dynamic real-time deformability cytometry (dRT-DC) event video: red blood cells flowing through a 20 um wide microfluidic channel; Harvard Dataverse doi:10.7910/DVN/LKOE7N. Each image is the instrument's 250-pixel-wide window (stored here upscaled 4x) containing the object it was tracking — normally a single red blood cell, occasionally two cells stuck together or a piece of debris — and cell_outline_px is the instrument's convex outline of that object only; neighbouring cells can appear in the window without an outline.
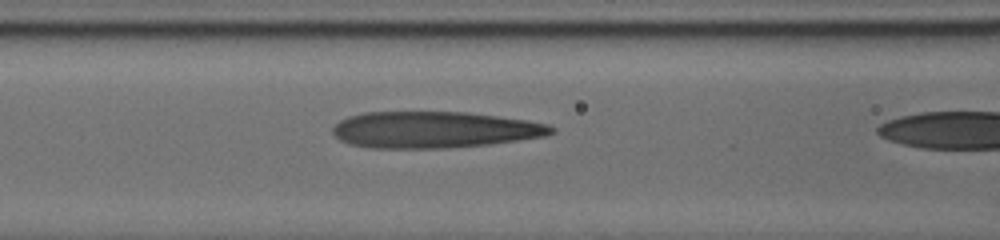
{"species": "human", "species_latin": "Homo sapiens", "temperature_condition": "cold", "stored_images_in_passage": 32, "camera_frame_rate_fps": 3000, "um_per_image_px": 0.085, "donor": {"sex": "male"}, "frame": {"image": 1, "passage_image": 28, "time_ms": 7.333, "image_size_px": [1000, 240], "cell_outline_px": [[556, 132], [544, 136], [488, 144], [448, 148], [372, 148], [348, 144], [340, 140], [332, 132], [332, 128], [340, 120], [348, 116], [364, 112], [468, 112], [524, 120], [548, 124], [556, 128]], "centroid_in_image_um": [36.88, 11.03], "position_along_channel_um": 129.7, "area_um2": 46.41}}
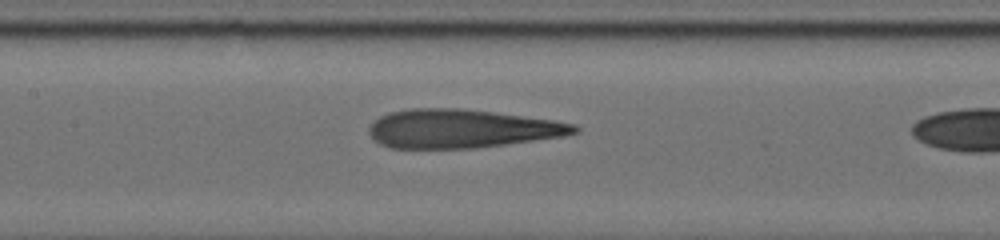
{"frame": {"image": 2, "passage_image": 31, "time_ms": 8.333, "image_size_px": [1000, 240], "cell_outline_px": [[580, 132], [564, 136], [476, 148], [392, 148], [380, 144], [368, 132], [368, 128], [380, 116], [392, 112], [408, 108], [460, 108], [556, 120], [576, 124], [580, 128]], "centroid_in_image_um": [39.28, 10.93], "position_along_channel_um": 168.1, "area_um2": 46.12}}